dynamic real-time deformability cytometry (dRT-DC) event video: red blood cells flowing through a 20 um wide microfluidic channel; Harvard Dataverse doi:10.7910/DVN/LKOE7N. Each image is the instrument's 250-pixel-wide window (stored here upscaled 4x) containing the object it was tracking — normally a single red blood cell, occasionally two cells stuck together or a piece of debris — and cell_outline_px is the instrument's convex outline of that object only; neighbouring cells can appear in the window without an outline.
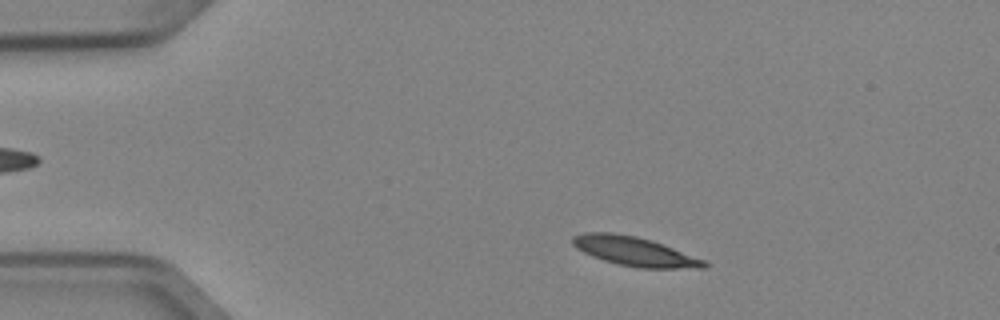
{"species": "Egyptian fruit bat (a non-hibernating species)", "species_latin": "Rousettus aegyptiacus", "temperature_condition": "cold", "stored_images_in_passage": 47, "camera_frame_rate_fps": 3000, "um_per_image_px": 0.085, "animal": {"sex": "female"}, "frame": {"image": 1, "passage_image": 5, "time_ms": 1.333, "image_size_px": [1000, 320], "cell_outline_px": [[708, 264], [704, 268], [640, 268], [616, 264], [592, 256], [576, 248], [572, 244], [572, 236], [584, 232], [612, 232], [636, 236], [652, 240], [708, 260]], "centroid_in_image_um": [53.96, 21.36], "position_along_channel_um": 31.0, "area_um2": 22.6}}
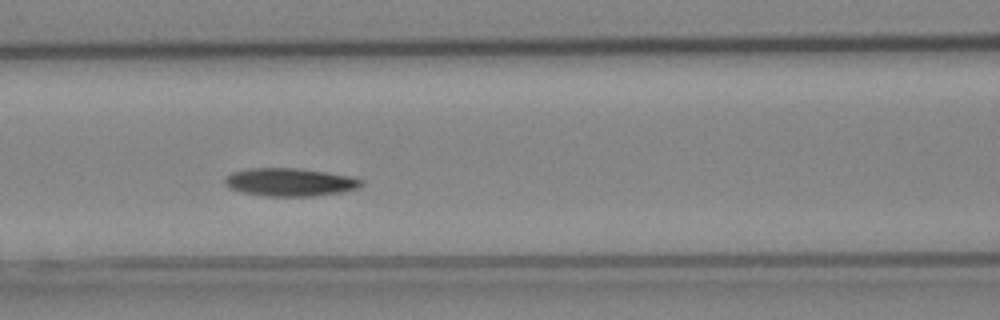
{"frame": {"image": 2, "passage_image": 18, "time_ms": 5.667, "image_size_px": [1000, 320], "cell_outline_px": [[364, 184], [360, 188], [340, 192], [312, 196], [264, 196], [240, 192], [224, 184], [224, 180], [232, 172], [248, 168], [296, 168], [352, 176], [364, 180]], "centroid_in_image_um": [24.67, 15.48], "position_along_channel_um": 141.9, "area_um2": 22.31}}
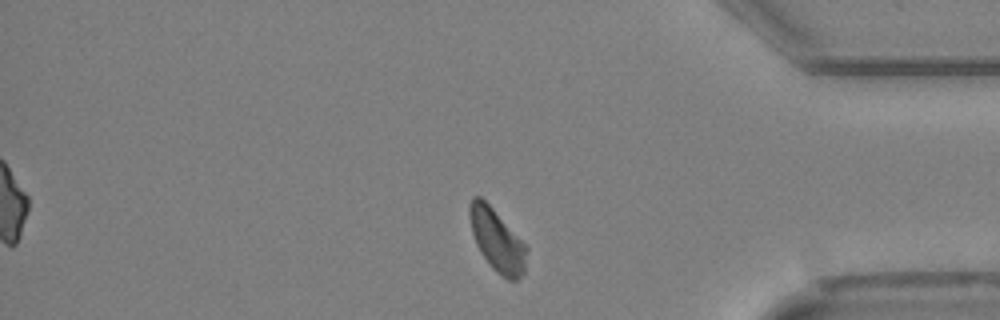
{"frame": {"image": 3, "passage_image": 39, "time_ms": 12.667, "image_size_px": [1000, 320], "cell_outline_px": [[528, 248], [524, 272], [516, 280], [508, 280], [496, 272], [492, 268], [480, 252], [476, 244], [472, 232], [468, 216], [468, 208], [472, 196], [480, 196], [492, 208]], "centroid_in_image_um": [42.22, 20.43], "position_along_channel_um": 393.0, "area_um2": 20.46}}